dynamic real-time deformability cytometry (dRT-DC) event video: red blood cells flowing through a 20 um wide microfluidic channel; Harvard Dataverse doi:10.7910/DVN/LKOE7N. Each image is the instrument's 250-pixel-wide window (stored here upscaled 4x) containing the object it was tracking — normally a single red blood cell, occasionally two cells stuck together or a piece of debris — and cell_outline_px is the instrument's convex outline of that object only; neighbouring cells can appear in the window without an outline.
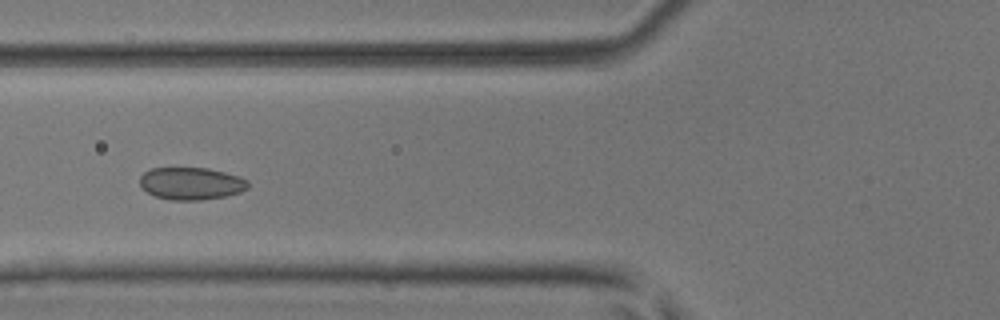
{"species": "common noctule bat (a hibernating species)", "species_latin": "Nyctalus noctula", "temperature_condition": "room temperature", "stored_images_in_passage": 6, "camera_frame_rate_fps": 3000, "um_per_image_px": 0.085, "animal": {"sex": "male", "body_mass_g": 17.9, "forearm_length_mm": 54.2}, "frame": {"image": 1, "passage_image": 6, "time_ms": 1.667, "image_size_px": [1000, 320], "cell_outline_px": [[248, 188], [240, 192], [228, 196], [200, 200], [172, 200], [156, 196], [148, 192], [140, 184], [140, 176], [144, 172], [152, 168], [208, 168], [240, 176], [248, 180]], "centroid_in_image_um": [16.28, 15.59], "position_along_channel_um": 109.5, "area_um2": 20.4}}